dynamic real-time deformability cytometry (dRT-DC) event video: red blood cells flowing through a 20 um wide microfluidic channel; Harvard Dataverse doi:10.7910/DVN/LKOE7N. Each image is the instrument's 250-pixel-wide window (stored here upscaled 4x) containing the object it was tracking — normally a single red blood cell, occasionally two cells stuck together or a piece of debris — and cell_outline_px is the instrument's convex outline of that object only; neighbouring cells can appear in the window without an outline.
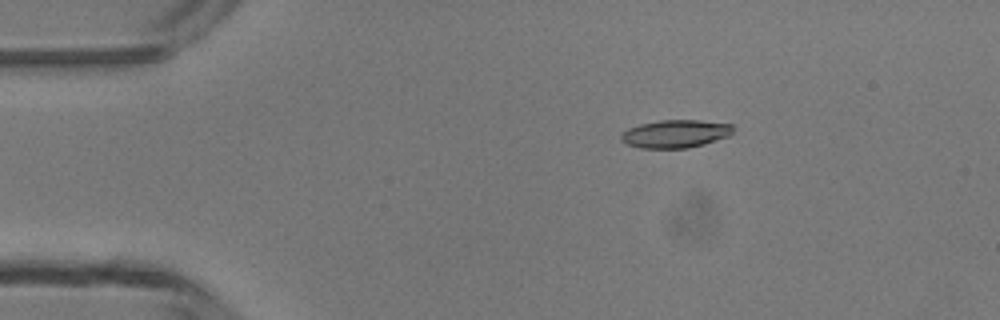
{"species": "common noctule bat (a hibernating species)", "species_latin": "Nyctalus noctula", "temperature_condition": "room temperature", "stored_images_in_passage": 5, "camera_frame_rate_fps": 3000, "um_per_image_px": 0.085, "animal": {"sex": "male", "body_mass_g": 13.3}, "frame": {"image": 1, "passage_image": 3, "time_ms": 2.0, "image_size_px": [1000, 320], "cell_outline_px": [[732, 132], [728, 136], [704, 144], [688, 148], [640, 148], [628, 144], [620, 140], [620, 136], [628, 128], [640, 124], [660, 120], [700, 120], [732, 124]], "centroid_in_image_um": [57.4, 11.37], "position_along_channel_um": 27.6, "area_um2": 18.15}}
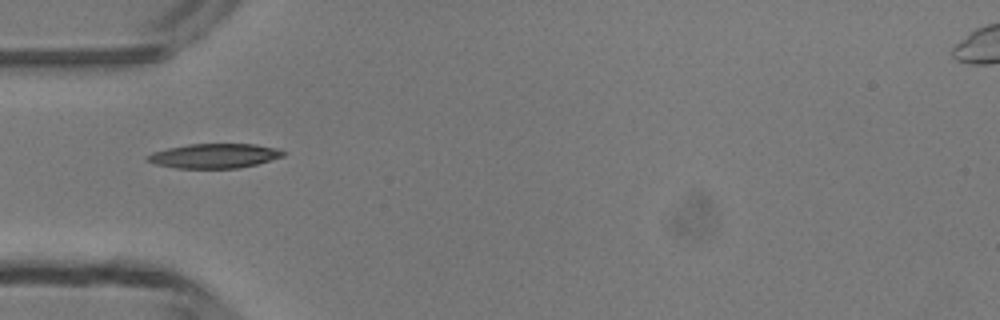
{"frame": {"image": 2, "passage_image": 5, "time_ms": 4.333, "image_size_px": [1000, 320], "cell_outline_px": [[284, 156], [256, 164], [236, 168], [176, 168], [156, 164], [144, 160], [144, 156], [152, 152], [168, 148], [188, 144], [256, 144], [276, 148], [284, 152]], "centroid_in_image_um": [18.16, 13.24], "position_along_channel_um": 66.8, "area_um2": 19.36}}